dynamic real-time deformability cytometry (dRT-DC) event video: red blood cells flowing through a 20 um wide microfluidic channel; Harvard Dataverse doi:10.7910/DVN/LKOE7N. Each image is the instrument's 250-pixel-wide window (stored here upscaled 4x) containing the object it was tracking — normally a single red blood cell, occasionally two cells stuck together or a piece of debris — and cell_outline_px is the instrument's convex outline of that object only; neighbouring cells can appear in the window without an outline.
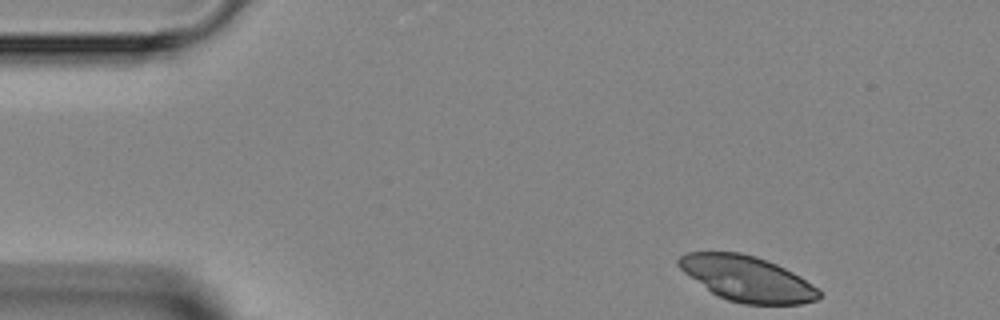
{"species": "Egyptian fruit bat (a non-hibernating species)", "species_latin": "Rousettus aegyptiacus", "temperature_condition": "room temperature", "stored_images_in_passage": 3, "camera_frame_rate_fps": 3000, "um_per_image_px": 0.085, "animal": {"sex": "female"}, "frame": {"image": 1, "passage_image": 1, "time_ms": 0.0, "image_size_px": [1000, 320], "cell_outline_px": [[820, 296], [816, 300], [800, 304], [744, 304], [728, 300], [712, 292], [684, 272], [676, 264], [676, 260], [680, 256], [688, 252], [740, 252], [756, 256], [776, 264], [800, 276], [820, 288]], "centroid_in_image_um": [63.52, 23.68], "position_along_channel_um": 21.5, "area_um2": 36.88}}